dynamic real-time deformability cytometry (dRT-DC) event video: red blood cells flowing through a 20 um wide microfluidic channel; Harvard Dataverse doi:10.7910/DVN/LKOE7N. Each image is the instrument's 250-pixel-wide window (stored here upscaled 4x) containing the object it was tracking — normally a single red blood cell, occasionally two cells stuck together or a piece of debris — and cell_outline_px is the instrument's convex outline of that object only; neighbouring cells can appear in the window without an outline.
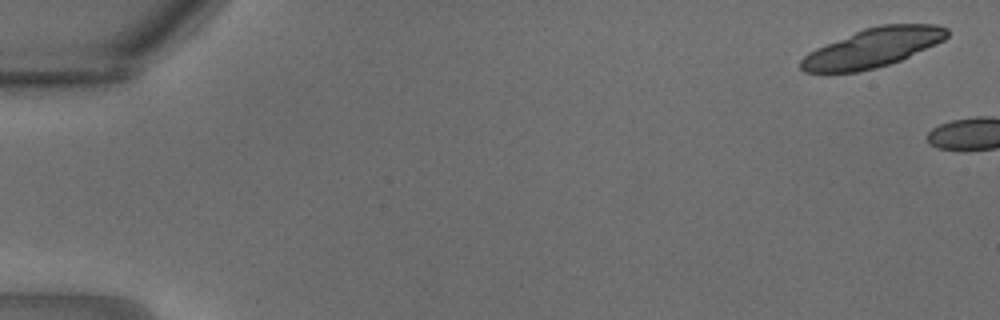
{"species": "common noctule bat (a hibernating species)", "species_latin": "Nyctalus noctula", "temperature_condition": "warm", "stored_images_in_passage": 3, "camera_frame_rate_fps": 3000, "um_per_image_px": 0.085, "animal": {"sex": "male", "body_mass_g": 18.8}, "frame": {"image": 1, "passage_image": 1, "time_ms": 0.0, "image_size_px": [1000, 320], "cell_outline_px": [[948, 36], [944, 40], [936, 44], [900, 60], [876, 68], [856, 72], [804, 72], [800, 68], [800, 60], [808, 52], [816, 48], [864, 28], [880, 24], [936, 24], [948, 28]], "centroid_in_image_um": [74.19, 4.05], "position_along_channel_um": 10.8, "area_um2": 33.06}}